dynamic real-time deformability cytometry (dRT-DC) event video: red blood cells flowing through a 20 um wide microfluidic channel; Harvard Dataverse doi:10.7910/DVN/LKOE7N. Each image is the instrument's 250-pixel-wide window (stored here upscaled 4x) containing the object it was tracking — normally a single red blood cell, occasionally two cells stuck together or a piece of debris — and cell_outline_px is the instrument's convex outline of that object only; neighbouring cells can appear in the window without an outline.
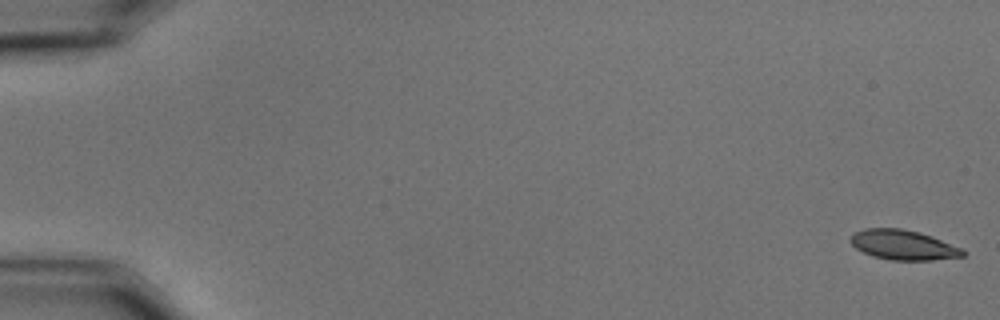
{"species": "common noctule bat (a hibernating species)", "species_latin": "Nyctalus noctula", "temperature_condition": "cold", "stored_images_in_passage": 17, "camera_frame_rate_fps": 3000, "um_per_image_px": 0.085, "animal": {"sex": "male", "body_mass_g": 15.6}, "frame": {"image": 1, "passage_image": 1, "time_ms": 0.0, "image_size_px": [1000, 320], "cell_outline_px": [[964, 256], [932, 260], [888, 260], [872, 256], [856, 248], [848, 240], [852, 232], [864, 228], [900, 228], [920, 232], [932, 236], [964, 248]], "centroid_in_image_um": [76.76, 20.81], "position_along_channel_um": 8.2, "area_um2": 19.83}}